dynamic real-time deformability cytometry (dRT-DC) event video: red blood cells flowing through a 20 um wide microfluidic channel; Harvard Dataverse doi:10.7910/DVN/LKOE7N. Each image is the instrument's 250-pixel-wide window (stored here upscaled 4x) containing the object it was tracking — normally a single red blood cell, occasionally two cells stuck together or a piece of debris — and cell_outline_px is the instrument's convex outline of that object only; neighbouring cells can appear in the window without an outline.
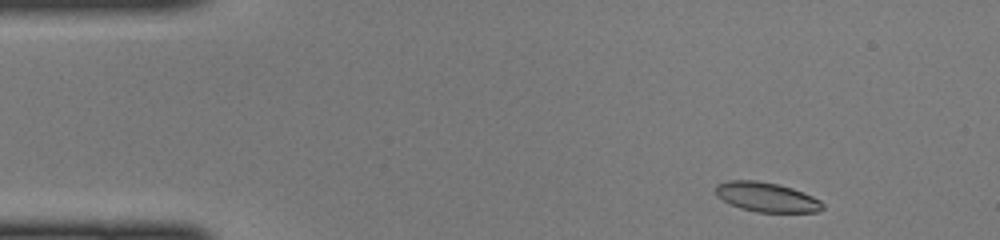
{"species": "common noctule bat (a hibernating species)", "species_latin": "Nyctalus noctula", "temperature_condition": "cold", "stored_images_in_passage": 43, "camera_frame_rate_fps": 3000, "um_per_image_px": 0.085, "animal": {"sex": "female", "body_mass_g": 22.0, "forearm_length_mm": 56.7}, "frame": {"image": 1, "passage_image": 2, "time_ms": 0.333, "image_size_px": [1000, 240], "cell_outline_px": [[824, 208], [816, 212], [756, 212], [740, 208], [716, 196], [716, 184], [728, 180], [756, 180], [776, 184], [792, 188], [804, 192], [820, 200], [824, 204]], "centroid_in_image_um": [65.17, 16.75], "position_along_channel_um": 19.8, "area_um2": 18.38}}
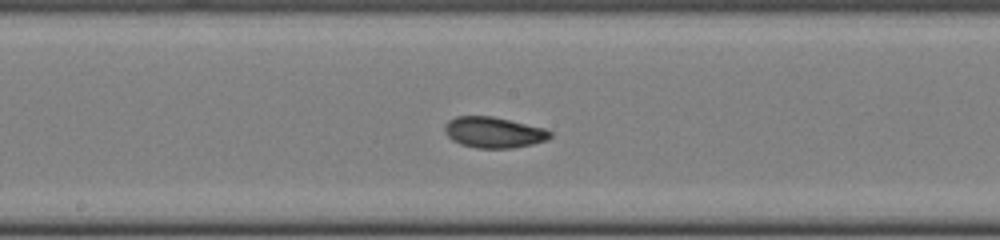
{"frame": {"image": 2, "passage_image": 21, "time_ms": 6.667, "image_size_px": [1000, 240], "cell_outline_px": [[552, 136], [548, 140], [532, 144], [512, 148], [476, 148], [460, 144], [452, 140], [444, 132], [444, 124], [448, 120], [456, 116], [492, 116], [544, 128], [552, 132]], "centroid_in_image_um": [41.95, 11.25], "position_along_channel_um": 206.3, "area_um2": 19.07}}
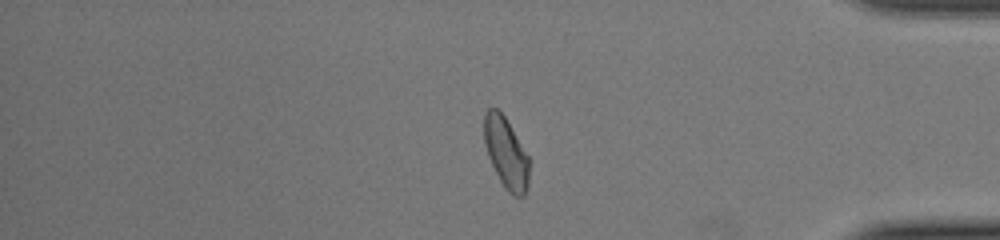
{"frame": {"image": 3, "passage_image": 36, "time_ms": 11.667, "image_size_px": [1000, 240], "cell_outline_px": [[528, 188], [524, 196], [512, 196], [508, 192], [500, 180], [488, 156], [484, 144], [484, 112], [488, 108], [496, 108], [504, 116], [528, 156]], "centroid_in_image_um": [43.0, 13.0], "position_along_channel_um": 392.2, "area_um2": 18.32}}